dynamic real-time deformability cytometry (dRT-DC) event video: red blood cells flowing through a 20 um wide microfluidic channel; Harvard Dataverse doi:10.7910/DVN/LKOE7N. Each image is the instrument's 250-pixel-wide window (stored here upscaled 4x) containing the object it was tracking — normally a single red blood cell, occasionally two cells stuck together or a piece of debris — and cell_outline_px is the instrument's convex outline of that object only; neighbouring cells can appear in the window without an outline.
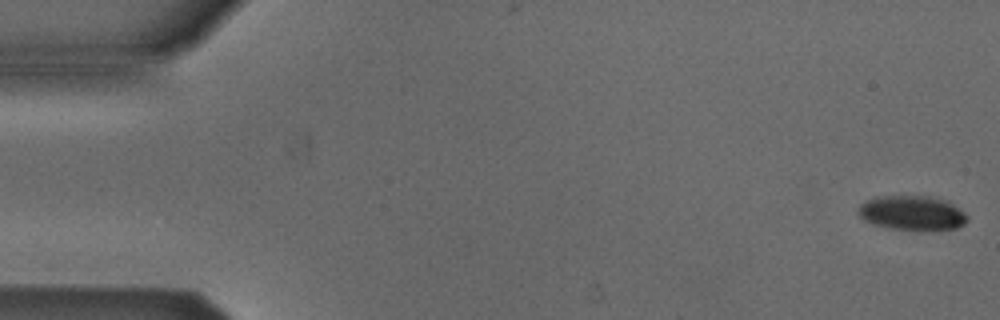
{"species": "Egyptian fruit bat (a non-hibernating species)", "species_latin": "Rousettus aegyptiacus", "temperature_condition": "cold", "stored_images_in_passage": 5, "camera_frame_rate_fps": 3000, "um_per_image_px": 0.085, "animal": {"sex": "male"}, "frame": {"image": 1, "passage_image": 1, "time_ms": 0.0, "image_size_px": [1000, 320], "cell_outline_px": [[968, 220], [964, 224], [956, 228], [932, 232], [920, 232], [888, 228], [872, 224], [864, 220], [856, 212], [860, 204], [876, 196], [928, 196], [948, 200], [964, 212], [968, 216]], "centroid_in_image_um": [77.55, 18.14], "position_along_channel_um": 7.4, "area_um2": 22.72}}